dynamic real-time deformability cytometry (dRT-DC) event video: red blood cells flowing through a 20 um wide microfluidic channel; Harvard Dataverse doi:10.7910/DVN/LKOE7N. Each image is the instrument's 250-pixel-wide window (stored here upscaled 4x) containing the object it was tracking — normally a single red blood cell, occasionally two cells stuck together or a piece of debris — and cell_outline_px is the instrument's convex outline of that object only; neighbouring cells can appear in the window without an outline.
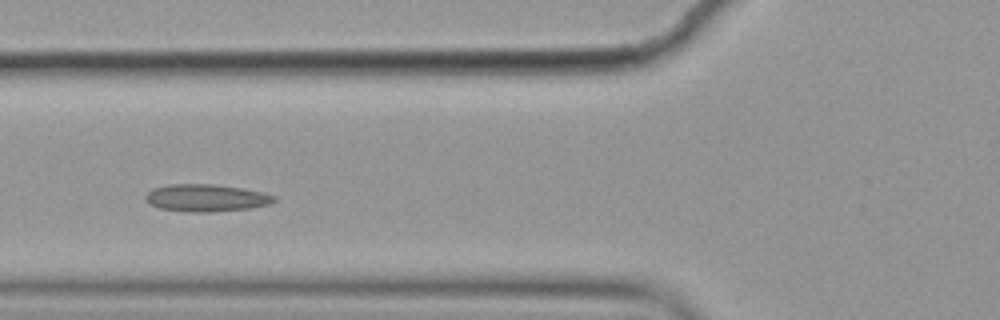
{"species": "common noctule bat (a hibernating species)", "species_latin": "Nyctalus noctula", "temperature_condition": "cold", "stored_images_in_passage": 8, "camera_frame_rate_fps": 3000, "um_per_image_px": 0.085, "animal": {"sex": "female", "body_mass_g": 19.9}, "frame": {"image": 1, "passage_image": 5, "time_ms": 1.333, "image_size_px": [1000, 320], "cell_outline_px": [[276, 200], [268, 204], [248, 208], [212, 212], [192, 212], [160, 208], [148, 204], [144, 200], [144, 196], [152, 188], [168, 184], [212, 184], [240, 188], [264, 192], [276, 196]], "centroid_in_image_um": [17.47, 16.81], "position_along_channel_um": 108.3, "area_um2": 20.46}}
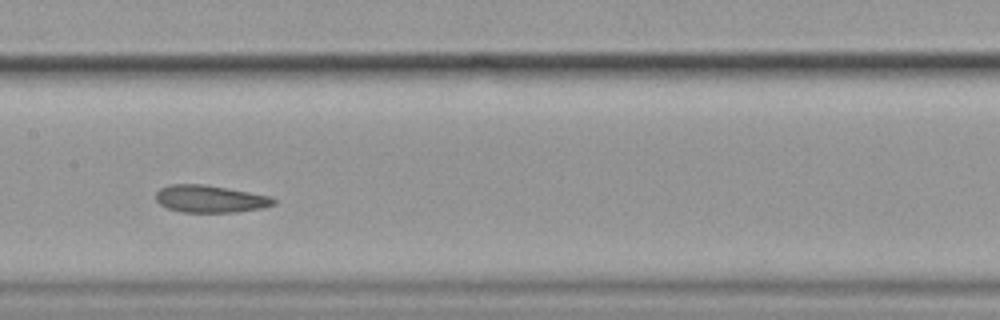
{"frame": {"image": 2, "passage_image": 7, "time_ms": 2.0, "image_size_px": [1000, 320], "cell_outline_px": [[276, 204], [264, 208], [236, 212], [180, 212], [168, 208], [160, 204], [156, 200], [156, 192], [160, 188], [168, 184], [204, 184], [272, 196], [276, 200]], "centroid_in_image_um": [17.88, 16.9], "position_along_channel_um": 189.5, "area_um2": 18.9}}
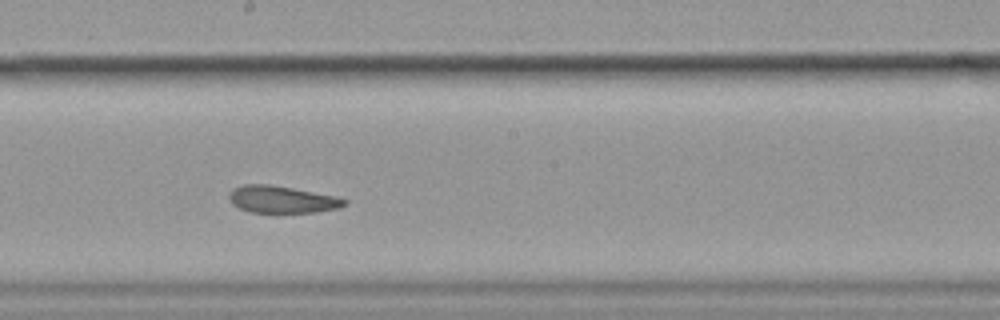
{"frame": {"image": 3, "passage_image": 8, "time_ms": 2.333, "image_size_px": [1000, 320], "cell_outline_px": [[348, 204], [340, 208], [316, 212], [252, 212], [240, 208], [232, 204], [228, 196], [228, 192], [232, 188], [244, 184], [268, 184], [292, 188], [336, 196], [348, 200]], "centroid_in_image_um": [23.97, 16.94], "position_along_channel_um": 224.2, "area_um2": 18.26}}